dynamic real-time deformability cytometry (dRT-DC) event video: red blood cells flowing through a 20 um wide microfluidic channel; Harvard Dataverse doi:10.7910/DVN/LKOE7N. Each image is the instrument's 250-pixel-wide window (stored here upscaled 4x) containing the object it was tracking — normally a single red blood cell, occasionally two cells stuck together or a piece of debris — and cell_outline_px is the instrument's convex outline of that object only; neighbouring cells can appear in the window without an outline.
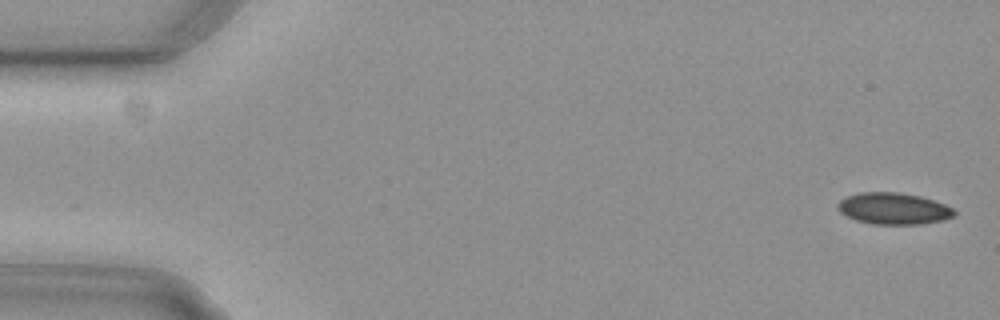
{"species": "common noctule bat (a hibernating species)", "species_latin": "Nyctalus noctula", "temperature_condition": "cold", "stored_images_in_passage": 5, "camera_frame_rate_fps": 3000, "um_per_image_px": 0.085, "animal": {"sex": "female", "body_mass_g": 29.2, "forearm_length_mm": 56.3}, "frame": {"image": 1, "passage_image": 1, "time_ms": 0.0, "image_size_px": [1000, 320], "cell_outline_px": [[956, 212], [952, 216], [940, 220], [920, 224], [872, 224], [856, 220], [840, 212], [836, 208], [836, 204], [840, 200], [848, 196], [860, 192], [896, 192], [920, 196], [944, 204], [952, 208]], "centroid_in_image_um": [75.9, 17.72], "position_along_channel_um": 9.1, "area_um2": 21.21}}
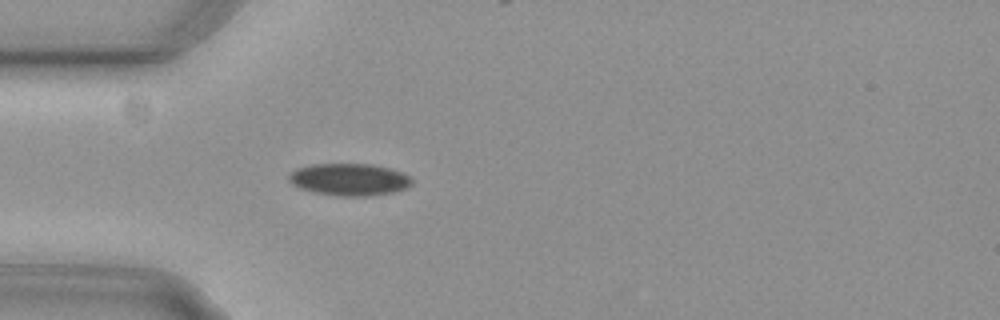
{"frame": {"image": 2, "passage_image": 5, "time_ms": 1.333, "image_size_px": [1000, 320], "cell_outline_px": [[412, 184], [408, 188], [396, 192], [368, 196], [336, 196], [316, 192], [300, 188], [292, 184], [288, 180], [288, 176], [296, 168], [312, 164], [372, 164], [388, 168], [412, 176]], "centroid_in_image_um": [29.72, 15.26], "position_along_channel_um": 55.3, "area_um2": 23.18}}